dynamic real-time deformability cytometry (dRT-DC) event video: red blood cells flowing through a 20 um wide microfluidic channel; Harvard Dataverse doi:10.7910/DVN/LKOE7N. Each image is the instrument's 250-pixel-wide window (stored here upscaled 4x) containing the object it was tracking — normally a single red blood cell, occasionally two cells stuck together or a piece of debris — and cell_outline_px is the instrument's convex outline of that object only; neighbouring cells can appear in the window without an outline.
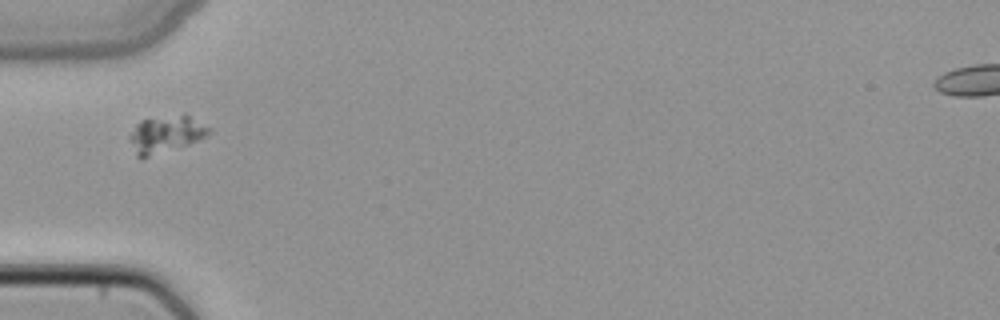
{"species": "common noctule bat (a hibernating species)", "species_latin": "Nyctalus noctula", "temperature_condition": "cold", "stored_images_in_passage": 34, "camera_frame_rate_fps": 3000, "um_per_image_px": 0.085, "animal": {"sex": "female", "body_mass_g": 22.7, "forearm_length_mm": 54.2}, "frame": {"image": 1, "passage_image": 1, "time_ms": 0.0, "image_size_px": [1000, 320], "cell_outline_px": [[212, 132], [188, 144], [148, 156], [136, 156], [128, 140], [128, 136], [136, 124], [140, 120], [184, 112], [212, 128]], "centroid_in_image_um": [14.09, 11.35], "position_along_channel_um": 70.9, "area_um2": 17.17}}
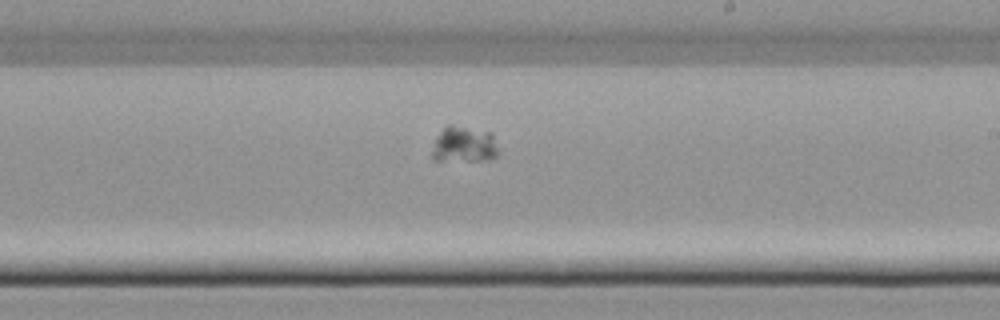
{"frame": {"image": 2, "passage_image": 14, "time_ms": 4.333, "image_size_px": [1000, 320], "cell_outline_px": [[500, 152], [492, 160], [432, 160], [432, 152], [436, 140], [440, 132], [448, 124], [452, 124], [492, 132]], "centroid_in_image_um": [39.5, 12.28], "position_along_channel_um": 249.5, "area_um2": 14.05}}
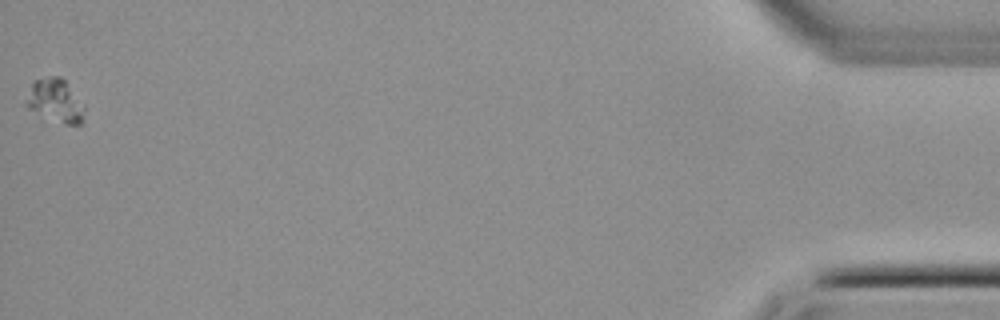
{"frame": {"image": 3, "passage_image": 34, "time_ms": 11.0, "image_size_px": [1000, 320], "cell_outline_px": [[84, 124], [64, 124], [28, 108], [24, 104], [32, 84], [36, 80], [48, 76], [60, 76], [64, 80], [84, 104]], "centroid_in_image_um": [4.74, 8.56], "position_along_channel_um": 430.5, "area_um2": 14.45}}